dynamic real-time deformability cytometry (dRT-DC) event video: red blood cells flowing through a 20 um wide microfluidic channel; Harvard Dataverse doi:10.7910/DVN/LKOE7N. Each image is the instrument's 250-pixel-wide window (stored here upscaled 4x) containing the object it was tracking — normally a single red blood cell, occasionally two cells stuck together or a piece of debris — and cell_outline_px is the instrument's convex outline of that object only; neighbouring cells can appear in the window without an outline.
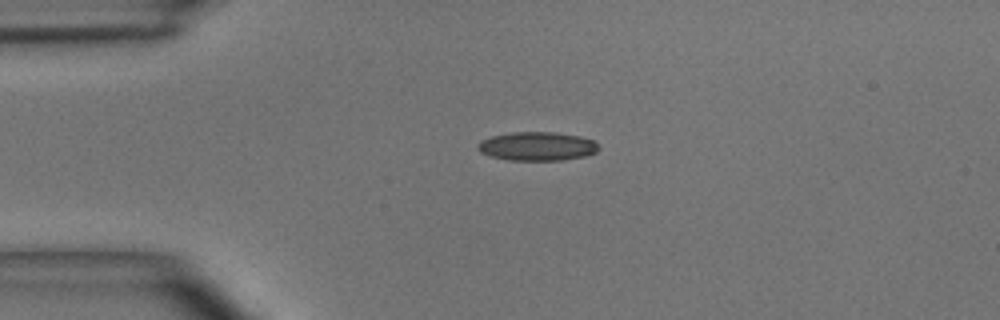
{"species": "common noctule bat (a hibernating species)", "species_latin": "Nyctalus noctula", "temperature_condition": "room temperature", "stored_images_in_passage": 39, "camera_frame_rate_fps": 3000, "um_per_image_px": 0.085, "animal": {"sex": "male", "body_mass_g": 15.6}, "frame": {"image": 1, "passage_image": 1, "time_ms": 0.0, "image_size_px": [1000, 320], "cell_outline_px": [[600, 148], [596, 152], [584, 156], [560, 160], [508, 160], [492, 156], [480, 152], [476, 148], [484, 140], [492, 136], [508, 132], [556, 132], [580, 136], [592, 140]], "centroid_in_image_um": [45.67, 12.43], "position_along_channel_um": 39.3, "area_um2": 20.06}}
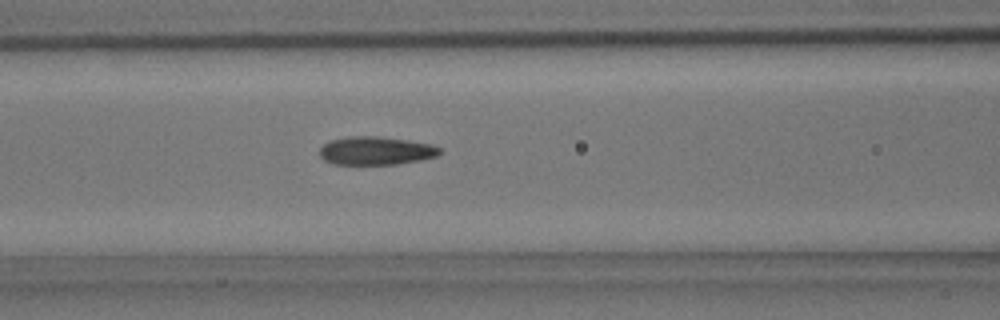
{"frame": {"image": 2, "passage_image": 10, "time_ms": 3.0, "image_size_px": [1000, 320], "cell_outline_px": [[440, 152], [436, 156], [420, 160], [396, 164], [336, 164], [324, 160], [320, 156], [320, 148], [328, 140], [348, 136], [376, 136], [432, 144], [440, 148]], "centroid_in_image_um": [31.91, 12.81], "position_along_channel_um": 134.7, "area_um2": 19.65}}
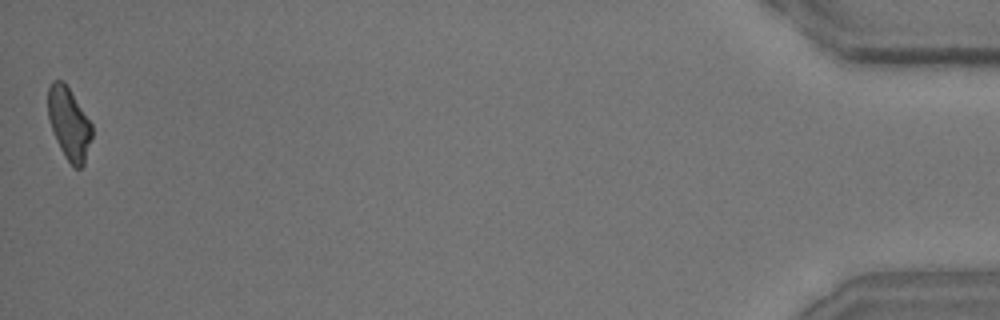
{"frame": {"image": 3, "passage_image": 39, "time_ms": 12.667, "image_size_px": [1000, 320], "cell_outline_px": [[92, 136], [84, 164], [80, 168], [72, 168], [64, 156], [56, 140], [48, 120], [48, 88], [52, 80], [64, 80], [92, 124]], "centroid_in_image_um": [5.85, 10.5], "position_along_channel_um": 429.3, "area_um2": 18.61}, "authors_computed_cell_mechanics": {"area_um2": 19.652, "velocity_mm_per_s": 4.0095, "shape_relaxation_time_tau1_ms": 6.0008, "shape_relaxation_time_tau2_ms": 2.3514, "deformation_change_tau1": 0.1874, "deformation_change_tau2": 0.0926}}